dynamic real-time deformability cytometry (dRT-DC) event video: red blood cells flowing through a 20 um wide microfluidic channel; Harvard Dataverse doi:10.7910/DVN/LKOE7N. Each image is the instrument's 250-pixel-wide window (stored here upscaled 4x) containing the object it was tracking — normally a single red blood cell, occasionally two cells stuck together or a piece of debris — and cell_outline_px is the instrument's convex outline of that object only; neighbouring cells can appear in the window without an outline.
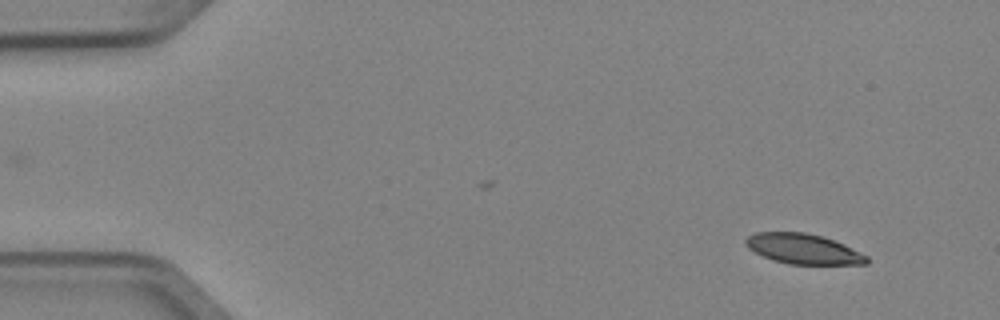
{"species": "Egyptian fruit bat (a non-hibernating species)", "species_latin": "Rousettus aegyptiacus", "temperature_condition": "cold", "stored_images_in_passage": 4, "camera_frame_rate_fps": 3000, "um_per_image_px": 0.085, "animal": {"sex": "female"}, "frame": {"image": 1, "passage_image": 1, "time_ms": 0.0, "image_size_px": [1000, 320], "cell_outline_px": [[868, 264], [788, 264], [772, 260], [748, 248], [744, 244], [744, 240], [748, 236], [756, 232], [804, 232], [824, 236], [844, 244], [868, 256]], "centroid_in_image_um": [68.27, 21.15], "position_along_channel_um": 16.7, "area_um2": 21.33}}
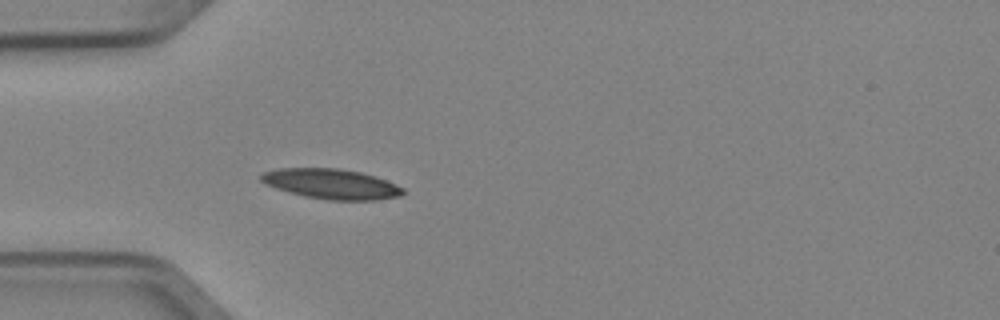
{"frame": {"image": 2, "passage_image": 4, "time_ms": 1.0, "image_size_px": [1000, 320], "cell_outline_px": [[404, 192], [400, 196], [376, 200], [328, 200], [304, 196], [276, 188], [260, 180], [260, 176], [264, 172], [280, 168], [340, 168], [360, 172], [396, 184], [404, 188]], "centroid_in_image_um": [28.17, 15.63], "position_along_channel_um": 56.8, "area_um2": 24.62}}